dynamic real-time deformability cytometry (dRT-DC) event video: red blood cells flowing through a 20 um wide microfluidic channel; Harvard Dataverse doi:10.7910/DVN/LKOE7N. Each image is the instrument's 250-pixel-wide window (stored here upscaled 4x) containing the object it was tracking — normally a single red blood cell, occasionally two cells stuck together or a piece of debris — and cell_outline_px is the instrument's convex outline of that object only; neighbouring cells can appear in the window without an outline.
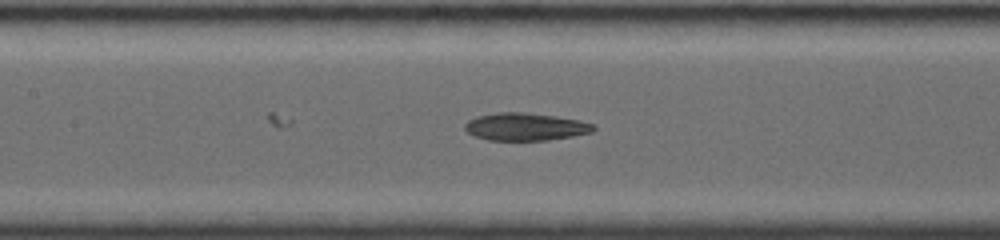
{"species": "common noctule bat (a hibernating species)", "species_latin": "Nyctalus noctula", "temperature_condition": "room temperature", "stored_images_in_passage": 12, "camera_frame_rate_fps": 4000, "um_per_image_px": 0.085, "animal": {"sex": "female", "body_mass_g": 19.0, "forearm_length_mm": 56.7}, "frame": {"image": 1, "passage_image": 12, "time_ms": 6.5, "image_size_px": [1000, 240], "cell_outline_px": [[596, 128], [592, 132], [572, 136], [548, 140], [488, 140], [476, 136], [468, 132], [464, 128], [464, 124], [468, 120], [476, 116], [496, 112], [524, 112], [556, 116], [580, 120], [592, 124]], "centroid_in_image_um": [44.64, 10.76], "position_along_channel_um": 162.8, "area_um2": 20.69}}